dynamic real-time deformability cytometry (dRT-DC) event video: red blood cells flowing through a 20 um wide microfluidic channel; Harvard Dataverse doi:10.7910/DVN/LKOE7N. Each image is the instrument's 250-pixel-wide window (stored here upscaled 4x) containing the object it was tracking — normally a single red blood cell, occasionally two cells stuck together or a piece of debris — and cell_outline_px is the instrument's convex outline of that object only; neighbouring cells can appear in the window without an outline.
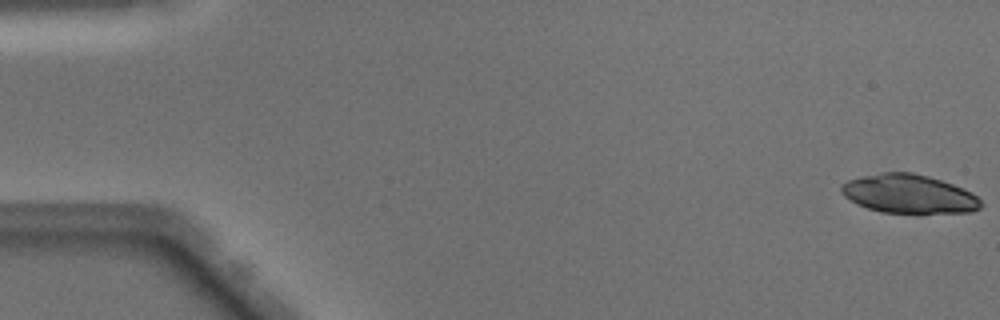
{"species": "Egyptian fruit bat (a non-hibernating species)", "species_latin": "Rousettus aegyptiacus", "temperature_condition": "warm", "stored_images_in_passage": 49, "camera_frame_rate_fps": 3000, "um_per_image_px": 0.085, "animal": {"sex": "male"}, "frame": {"image": 1, "passage_image": 1, "time_ms": 0.0, "image_size_px": [1000, 320], "cell_outline_px": [[984, 204], [980, 208], [972, 212], [920, 216], [880, 212], [856, 204], [844, 196], [840, 192], [840, 184], [848, 180], [864, 176], [884, 172], [912, 172], [928, 176], [964, 188], [972, 192]], "centroid_in_image_um": [77.3, 16.54], "position_along_channel_um": 7.7, "area_um2": 32.71}}
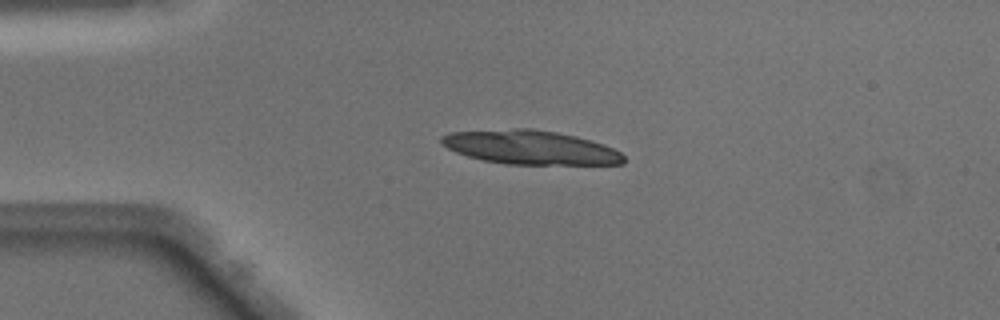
{"frame": {"image": 2, "passage_image": 12, "time_ms": 3.667, "image_size_px": [1000, 320], "cell_outline_px": [[624, 164], [508, 164], [484, 160], [468, 156], [456, 152], [440, 144], [440, 136], [452, 132], [516, 128], [532, 128], [556, 132], [576, 136], [592, 140], [604, 144], [620, 152], [624, 156]], "centroid_in_image_um": [45.08, 12.52], "position_along_channel_um": 39.9, "area_um2": 36.01}}